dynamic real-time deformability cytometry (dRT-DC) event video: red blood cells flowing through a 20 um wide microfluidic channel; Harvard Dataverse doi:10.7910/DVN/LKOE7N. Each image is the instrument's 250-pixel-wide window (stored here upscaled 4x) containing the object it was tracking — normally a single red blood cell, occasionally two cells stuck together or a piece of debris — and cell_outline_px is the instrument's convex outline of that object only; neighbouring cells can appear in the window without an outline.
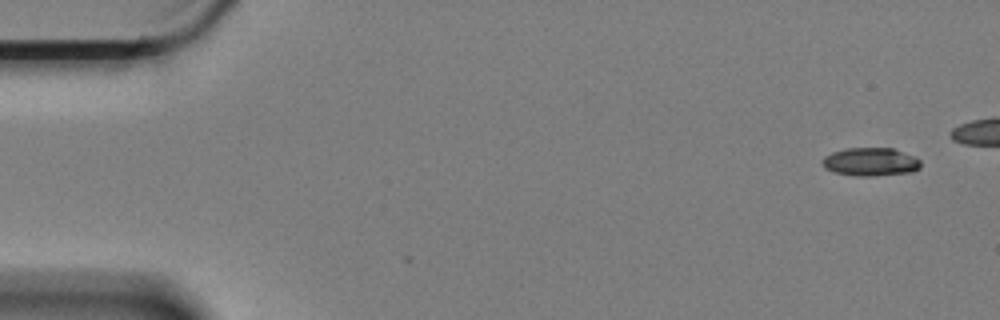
{"species": "Egyptian fruit bat (a non-hibernating species)", "species_latin": "Rousettus aegyptiacus", "temperature_condition": "cold", "stored_images_in_passage": 6, "camera_frame_rate_fps": 3000, "um_per_image_px": 0.085, "animal": {"sex": "female"}, "frame": {"image": 1, "passage_image": 1, "time_ms": 0.0, "image_size_px": [1000, 320], "cell_outline_px": [[920, 168], [912, 172], [876, 176], [856, 176], [836, 172], [824, 168], [820, 160], [824, 156], [832, 152], [848, 148], [892, 148], [916, 156], [920, 160]], "centroid_in_image_um": [74.0, 13.76], "position_along_channel_um": 11.0, "area_um2": 16.36}}
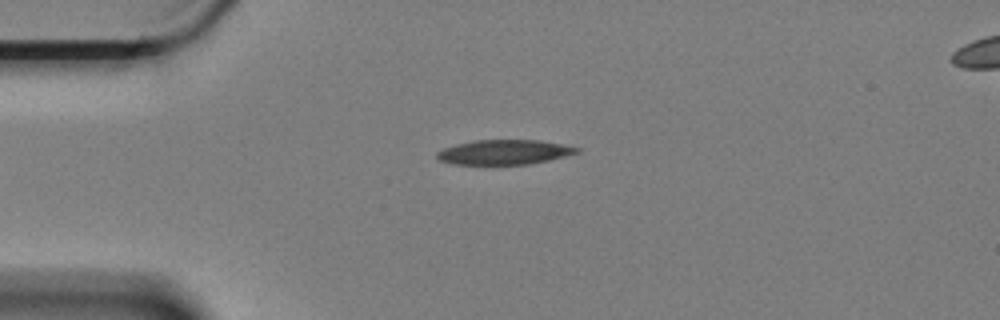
{"frame": {"image": 2, "passage_image": 6, "time_ms": 1.667, "image_size_px": [1000, 320], "cell_outline_px": [[580, 152], [548, 160], [528, 164], [452, 164], [440, 160], [436, 156], [436, 152], [444, 148], [456, 144], [476, 140], [540, 140], [580, 148]], "centroid_in_image_um": [42.84, 12.93], "position_along_channel_um": 42.2, "area_um2": 19.94}}